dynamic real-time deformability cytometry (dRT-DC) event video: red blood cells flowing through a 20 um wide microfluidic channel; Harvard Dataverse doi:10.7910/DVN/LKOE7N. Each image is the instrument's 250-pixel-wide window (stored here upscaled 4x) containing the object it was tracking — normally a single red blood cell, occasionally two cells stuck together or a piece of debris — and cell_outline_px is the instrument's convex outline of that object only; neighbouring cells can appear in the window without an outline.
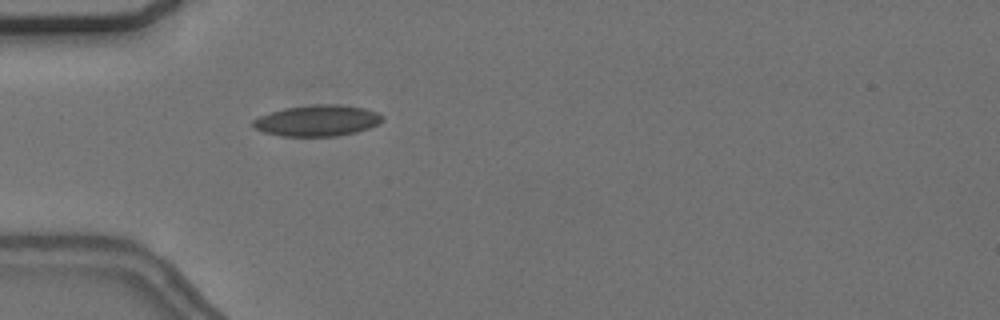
{"species": "common noctule bat (a hibernating species)", "species_latin": "Nyctalus noctula", "temperature_condition": "cold", "stored_images_in_passage": 31, "camera_frame_rate_fps": 3000, "um_per_image_px": 0.085, "animal": {"sex": "female", "body_mass_g": 24.6, "forearm_length_mm": 56.2}, "frame": {"image": 1, "passage_image": 5, "time_ms": 1.333, "image_size_px": [1000, 320], "cell_outline_px": [[384, 120], [380, 124], [356, 132], [336, 136], [280, 136], [264, 132], [256, 128], [252, 124], [252, 120], [260, 116], [284, 108], [316, 104], [336, 104], [364, 108], [380, 112], [384, 116]], "centroid_in_image_um": [27.03, 10.25], "position_along_channel_um": 58.0, "area_um2": 23.52}}
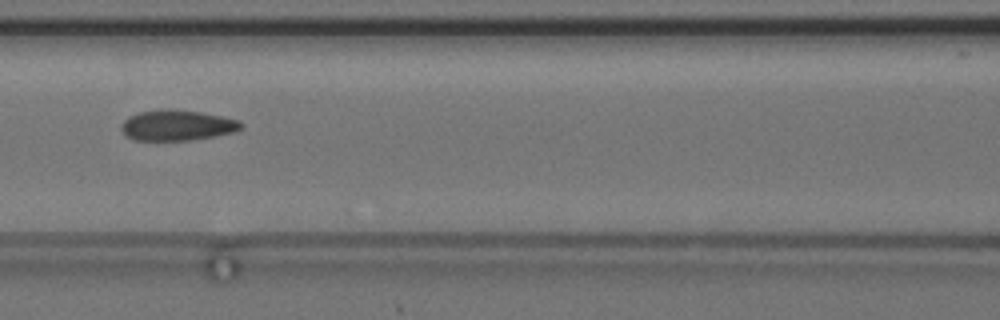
{"frame": {"image": 2, "passage_image": 13, "time_ms": 4.0, "image_size_px": [1000, 320], "cell_outline_px": [[244, 128], [236, 132], [216, 136], [192, 140], [132, 140], [124, 136], [120, 128], [120, 124], [128, 116], [140, 112], [164, 108], [168, 108], [200, 112], [240, 120], [244, 124]], "centroid_in_image_um": [15.05, 10.65], "position_along_channel_um": 151.5, "area_um2": 21.79}, "authors_computed_cell_mechanics": {"area_um2": 21.6172, "velocity_mm_per_s": 3.6724, "shape_relaxation_time_tau1_ms": 7.4325, "shape_relaxation_time_tau2_ms": 2.0928, "deformation_change_tau1": 0.1581, "deformation_change_tau2": 0.0817}}